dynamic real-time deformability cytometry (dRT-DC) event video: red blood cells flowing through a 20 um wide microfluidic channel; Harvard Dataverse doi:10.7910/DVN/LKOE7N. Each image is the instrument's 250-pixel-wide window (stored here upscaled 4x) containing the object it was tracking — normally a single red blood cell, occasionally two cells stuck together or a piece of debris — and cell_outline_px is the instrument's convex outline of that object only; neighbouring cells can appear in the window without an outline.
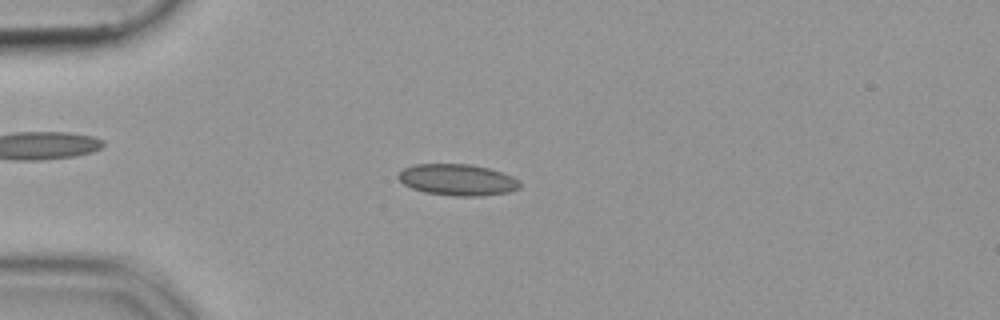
{"species": "common noctule bat (a hibernating species)", "species_latin": "Nyctalus noctula", "temperature_condition": "cold", "stored_images_in_passage": 53, "camera_frame_rate_fps": 3000, "um_per_image_px": 0.085, "animal": {"sex": "female", "body_mass_g": 19.9}, "frame": {"image": 1, "passage_image": 14, "time_ms": 4.333, "image_size_px": [1000, 320], "cell_outline_px": [[520, 188], [508, 192], [480, 196], [456, 196], [424, 192], [412, 188], [404, 184], [396, 176], [404, 168], [412, 164], [472, 164], [488, 168], [512, 176], [520, 180]], "centroid_in_image_um": [38.89, 15.28], "position_along_channel_um": 46.1, "area_um2": 22.25}}
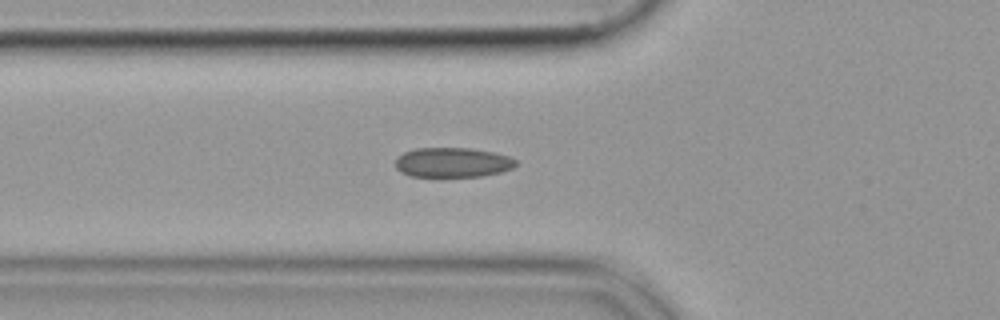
{"frame": {"image": 2, "passage_image": 19, "time_ms": 6.0, "image_size_px": [1000, 320], "cell_outline_px": [[516, 164], [512, 168], [500, 172], [480, 176], [412, 176], [400, 172], [396, 168], [396, 156], [404, 152], [416, 148], [468, 148], [492, 152], [508, 156], [516, 160]], "centroid_in_image_um": [38.43, 13.8], "position_along_channel_um": 87.4, "area_um2": 20.69}}
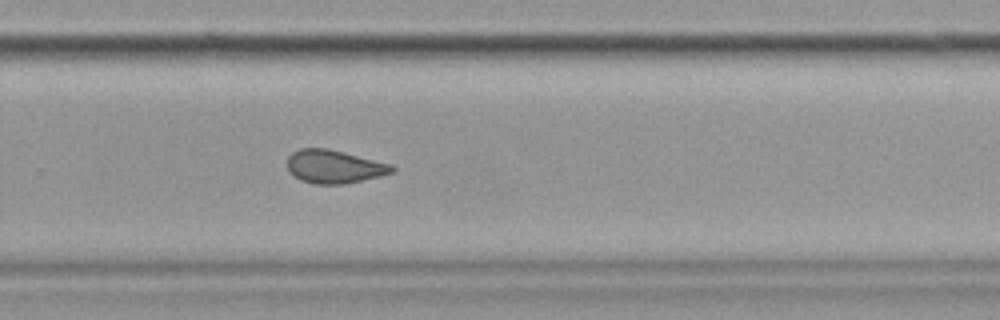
{"frame": {"image": 3, "passage_image": 36, "time_ms": 11.667, "image_size_px": [1000, 320], "cell_outline_px": [[396, 172], [380, 176], [344, 184], [316, 184], [300, 180], [288, 172], [288, 156], [292, 152], [300, 148], [328, 148], [392, 164], [396, 168]], "centroid_in_image_um": [28.42, 14.16], "position_along_channel_um": 301.4, "area_um2": 20.46}}